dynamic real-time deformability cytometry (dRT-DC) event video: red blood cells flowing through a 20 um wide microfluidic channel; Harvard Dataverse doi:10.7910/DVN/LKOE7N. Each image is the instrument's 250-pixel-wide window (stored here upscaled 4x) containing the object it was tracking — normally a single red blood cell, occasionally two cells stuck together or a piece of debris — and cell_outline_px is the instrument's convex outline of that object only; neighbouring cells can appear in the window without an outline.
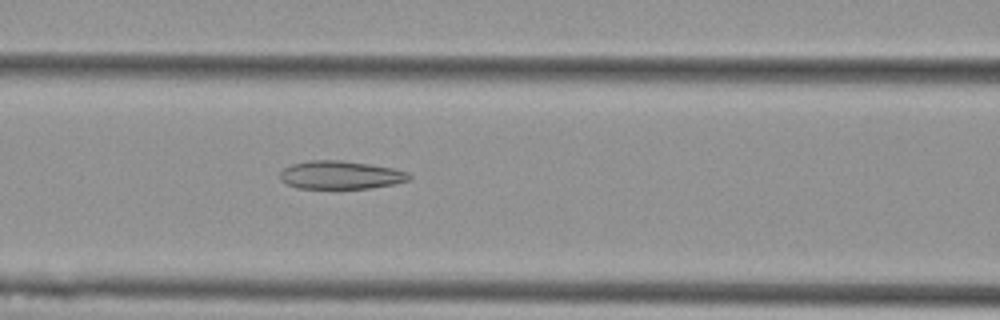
{"species": "Egyptian fruit bat (a non-hibernating species)", "species_latin": "Rousettus aegyptiacus", "temperature_condition": "cold", "stored_images_in_passage": 54, "camera_frame_rate_fps": 3000, "um_per_image_px": 0.085, "animal": {"sex": "female"}, "frame": {"image": 1, "passage_image": 23, "time_ms": 7.333, "image_size_px": [1000, 320], "cell_outline_px": [[412, 176], [408, 180], [396, 184], [372, 188], [296, 188], [284, 184], [280, 180], [280, 172], [284, 168], [292, 164], [308, 160], [340, 160], [372, 164], [392, 168], [408, 172]], "centroid_in_image_um": [28.94, 14.87], "position_along_channel_um": 137.7, "area_um2": 21.44}}
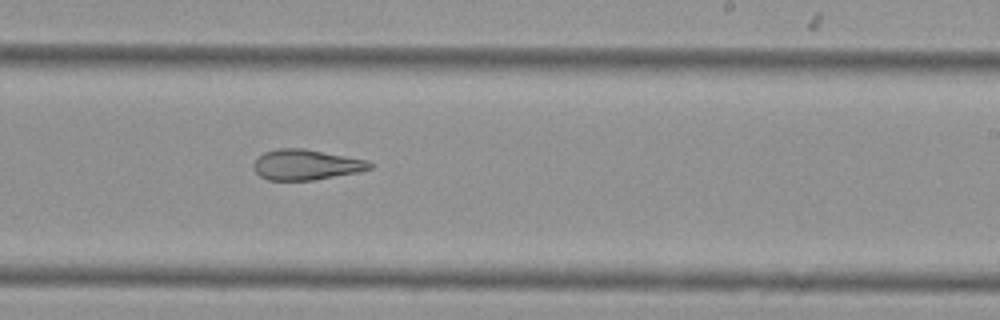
{"frame": {"image": 2, "passage_image": 33, "time_ms": 10.667, "image_size_px": [1000, 320], "cell_outline_px": [[372, 168], [360, 172], [312, 180], [268, 180], [260, 176], [252, 168], [252, 164], [264, 152], [276, 148], [304, 148], [368, 160], [372, 164]], "centroid_in_image_um": [26.01, 14.0], "position_along_channel_um": 263.0, "area_um2": 20.69}}
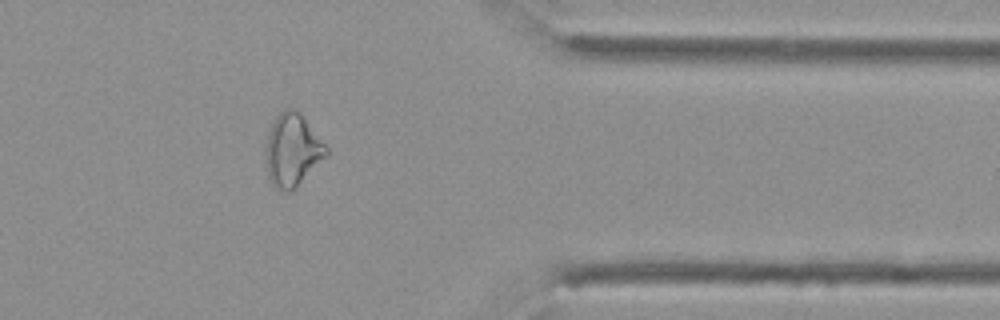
{"frame": {"image": 3, "passage_image": 44, "time_ms": 14.333, "image_size_px": [1000, 320], "cell_outline_px": [[328, 156], [288, 192], [284, 192], [276, 188], [272, 184], [268, 176], [268, 132], [276, 116], [284, 108], [292, 108], [300, 112], [328, 148]], "centroid_in_image_um": [24.89, 12.72], "position_along_channel_um": 386.5, "area_um2": 24.85}, "authors_computed_cell_mechanics": {"area_um2": 25.9811, "velocity_mm_per_s": 3.7783, "shape_relaxation_time_tau1_ms": null, "shape_relaxation_time_tau2_ms": 4.5197, "deformation_change_tau1": null, "deformation_change_tau2": 0.1559}}